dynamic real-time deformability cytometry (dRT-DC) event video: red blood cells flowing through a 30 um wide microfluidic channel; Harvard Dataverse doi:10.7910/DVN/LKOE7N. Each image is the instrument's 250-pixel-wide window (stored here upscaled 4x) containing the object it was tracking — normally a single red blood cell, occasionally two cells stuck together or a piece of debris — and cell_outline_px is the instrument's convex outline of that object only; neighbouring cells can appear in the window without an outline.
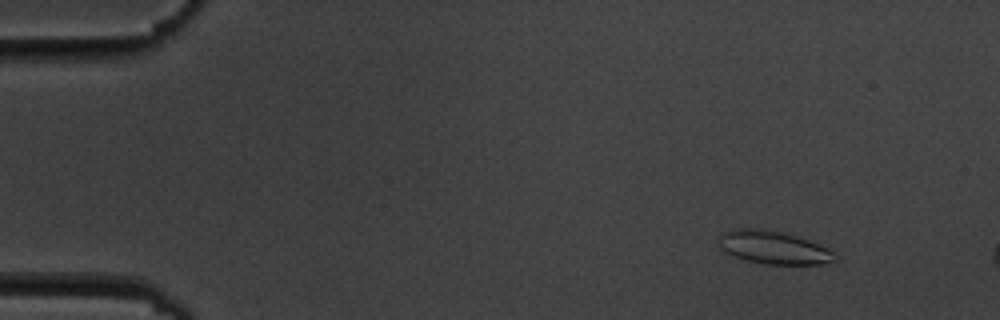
{"species": "common noctule bat (a hibernating species)", "species_latin": "Nyctalus noctula", "temperature_condition": "cold", "stored_images_in_passage": 4, "camera_frame_rate_fps": 3000, "um_per_image_px": 0.085, "animal": {"sex": "male", "body_mass_g": 19.5, "forearm_length_mm": 54.6}, "frame": {"image": 1, "passage_image": 2, "time_ms": 1.0, "image_size_px": [1000, 320], "cell_outline_px": [[836, 260], [820, 264], [764, 264], [744, 260], [732, 256], [724, 252], [716, 244], [716, 240], [720, 232], [732, 228], [760, 228], [780, 232], [796, 236], [808, 240], [828, 248], [832, 252]], "centroid_in_image_um": [65.61, 21.02], "position_along_channel_um": 19.4, "area_um2": 22.66}}